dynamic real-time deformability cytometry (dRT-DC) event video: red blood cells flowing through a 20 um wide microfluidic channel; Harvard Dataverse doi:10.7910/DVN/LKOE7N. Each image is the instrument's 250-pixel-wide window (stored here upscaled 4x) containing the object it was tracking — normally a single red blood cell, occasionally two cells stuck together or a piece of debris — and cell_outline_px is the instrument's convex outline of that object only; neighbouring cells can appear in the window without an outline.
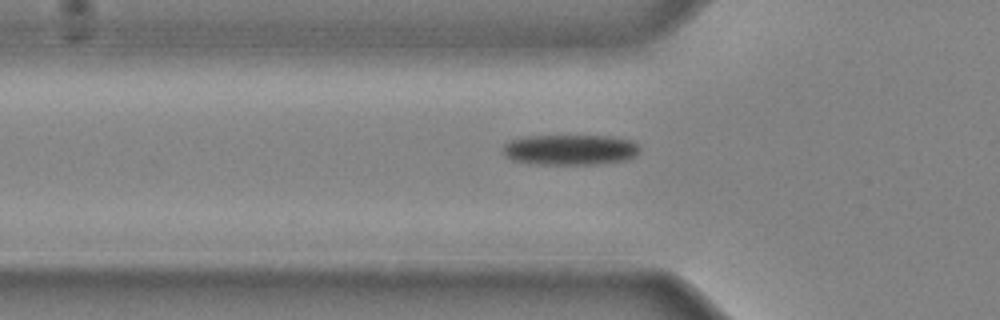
{"species": "common noctule bat (a hibernating species)", "species_latin": "Nyctalus noctula", "temperature_condition": "cold", "stored_images_in_passage": 29, "camera_frame_rate_fps": 3000, "um_per_image_px": 0.085, "animal": {"sex": "male", "body_mass_g": 20.4}, "frame": {"image": 1, "passage_image": 4, "time_ms": 1.0, "image_size_px": [1000, 320], "cell_outline_px": [[640, 152], [636, 156], [628, 160], [592, 164], [536, 164], [512, 160], [504, 152], [504, 144], [508, 140], [524, 136], [612, 136], [632, 140], [640, 148]], "centroid_in_image_um": [48.5, 12.72], "position_along_channel_um": 77.3, "area_um2": 24.39}}
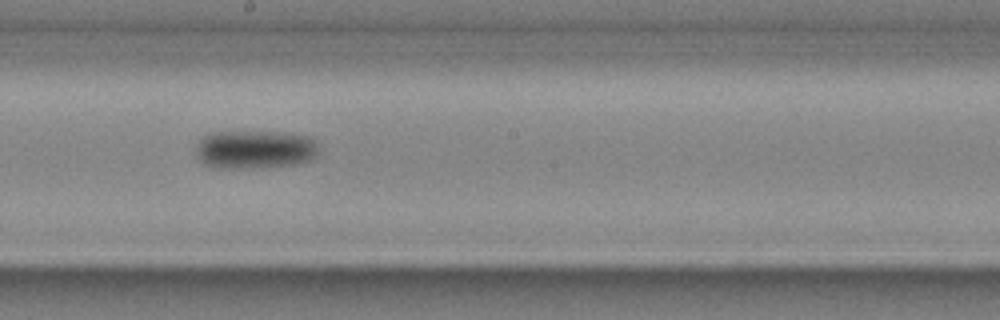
{"frame": {"image": 2, "passage_image": 14, "time_ms": 4.333, "image_size_px": [1000, 320], "cell_outline_px": [[320, 156], [296, 164], [244, 168], [220, 168], [204, 164], [196, 156], [196, 148], [200, 140], [204, 136], [212, 132], [284, 132], [312, 136], [320, 144]], "centroid_in_image_um": [21.75, 12.69], "position_along_channel_um": 226.4, "area_um2": 27.92}}
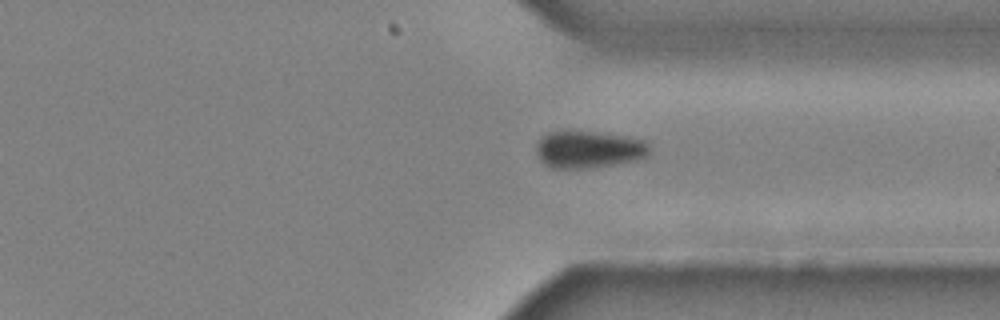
{"frame": {"image": 3, "passage_image": 23, "time_ms": 7.333, "image_size_px": [1000, 320], "cell_outline_px": [[648, 156], [636, 160], [588, 168], [552, 168], [544, 164], [540, 160], [536, 152], [536, 144], [540, 136], [548, 132], [592, 132], [620, 136], [644, 140], [648, 144]], "centroid_in_image_um": [49.98, 12.71], "position_along_channel_um": 361.4, "area_um2": 24.16}}